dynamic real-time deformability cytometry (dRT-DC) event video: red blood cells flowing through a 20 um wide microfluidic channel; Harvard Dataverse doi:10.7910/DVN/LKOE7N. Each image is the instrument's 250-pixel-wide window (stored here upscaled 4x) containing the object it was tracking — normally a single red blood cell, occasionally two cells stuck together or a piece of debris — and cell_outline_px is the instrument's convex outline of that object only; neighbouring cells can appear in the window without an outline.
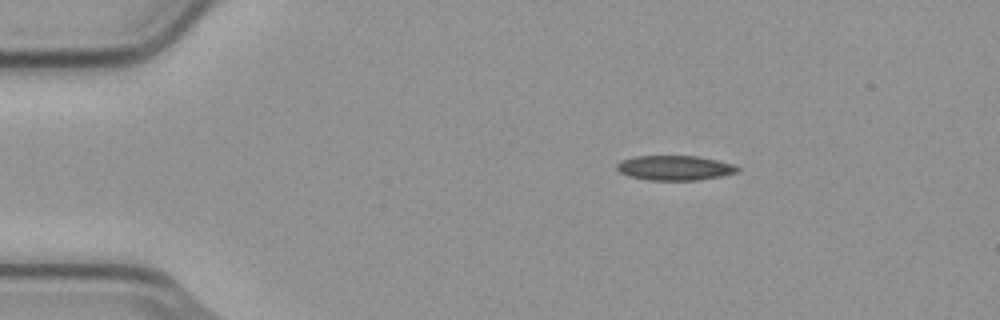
{"species": "common noctule bat (a hibernating species)", "species_latin": "Nyctalus noctula", "temperature_condition": "cold", "stored_images_in_passage": 2, "camera_frame_rate_fps": 3000, "um_per_image_px": 0.085, "animal": {"sex": "male", "body_mass_g": 23.1, "forearm_length_mm": 52.7}, "frame": {"image": 1, "passage_image": 1, "time_ms": 0.0, "image_size_px": [1000, 320], "cell_outline_px": [[740, 172], [720, 176], [696, 180], [648, 180], [628, 176], [620, 172], [616, 168], [616, 164], [620, 160], [636, 156], [700, 156], [736, 164], [740, 168]], "centroid_in_image_um": [57.38, 14.26], "position_along_channel_um": 27.6, "area_um2": 17.63}}